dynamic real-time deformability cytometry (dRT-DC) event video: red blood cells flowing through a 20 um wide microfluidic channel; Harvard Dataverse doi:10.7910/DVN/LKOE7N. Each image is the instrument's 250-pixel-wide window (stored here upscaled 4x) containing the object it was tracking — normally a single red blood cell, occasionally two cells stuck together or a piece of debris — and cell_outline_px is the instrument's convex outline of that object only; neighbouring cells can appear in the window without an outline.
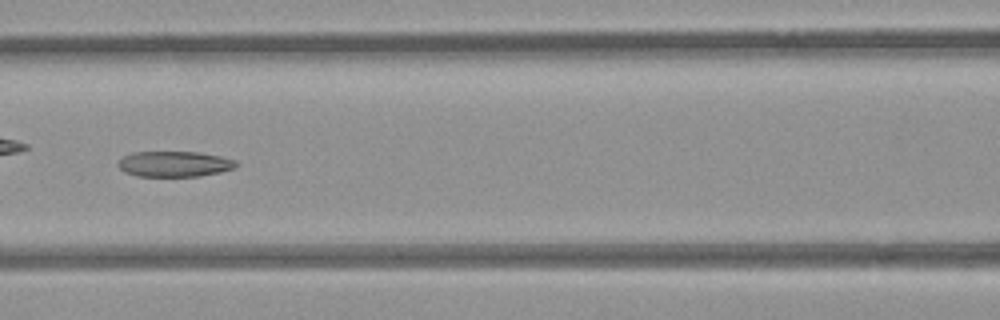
{"species": "common noctule bat (a hibernating species)", "species_latin": "Nyctalus noctula", "temperature_condition": "room temperature", "stored_images_in_passage": 52, "camera_frame_rate_fps": 3000, "um_per_image_px": 0.085, "animal": {"sex": "female", "body_mass_g": 21.9}, "frame": {"image": 1, "passage_image": 23, "time_ms": 7.333, "image_size_px": [1000, 320], "cell_outline_px": [[236, 164], [232, 168], [220, 172], [200, 176], [136, 176], [124, 172], [116, 164], [124, 156], [132, 152], [200, 152], [220, 156], [236, 160]], "centroid_in_image_um": [14.79, 13.93], "position_along_channel_um": 151.8, "area_um2": 17.51}, "authors_computed_cell_mechanics": {"area_um2": 19.8543, "velocity_mm_per_s": 3.9053, "shape_relaxation_time_tau1_ms": null, "shape_relaxation_time_tau2_ms": 9.6588, "deformation_change_tau1": null, "deformation_change_tau2": 0.1937}}